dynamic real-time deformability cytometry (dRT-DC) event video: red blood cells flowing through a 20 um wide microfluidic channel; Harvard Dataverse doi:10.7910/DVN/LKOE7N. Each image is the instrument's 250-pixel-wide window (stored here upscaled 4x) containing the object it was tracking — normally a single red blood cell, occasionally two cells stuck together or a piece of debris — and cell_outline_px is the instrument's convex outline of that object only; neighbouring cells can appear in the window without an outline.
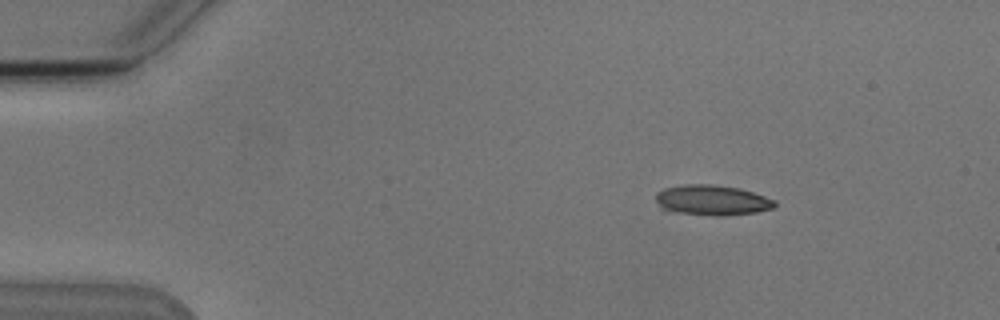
{"species": "Egyptian fruit bat (a non-hibernating species)", "species_latin": "Rousettus aegyptiacus", "temperature_condition": "cold", "stored_images_in_passage": 3, "camera_frame_rate_fps": 3000, "um_per_image_px": 0.085, "animal": {"sex": "male"}, "frame": {"image": 1, "passage_image": 1, "time_ms": 0.0, "image_size_px": [1000, 320], "cell_outline_px": [[776, 204], [772, 208], [756, 212], [724, 216], [720, 216], [680, 212], [660, 208], [656, 200], [656, 192], [664, 188], [684, 184], [712, 184], [740, 188], [776, 200]], "centroid_in_image_um": [60.53, 17.0], "position_along_channel_um": 24.5, "area_um2": 20.87}}
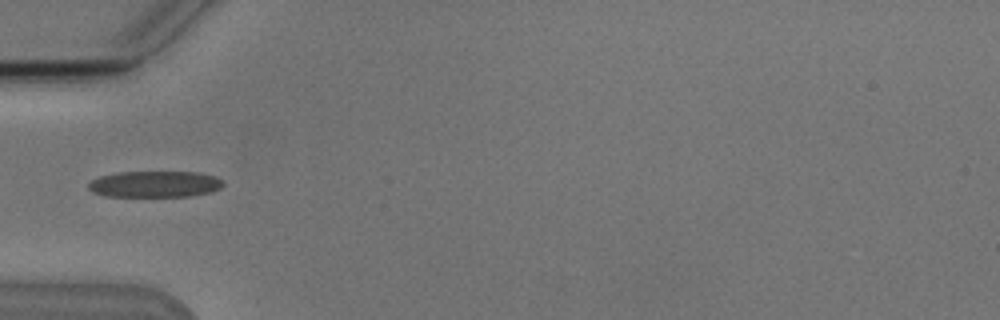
{"frame": {"image": 2, "passage_image": 3, "time_ms": 3.333, "image_size_px": [1000, 320], "cell_outline_px": [[224, 184], [220, 188], [208, 192], [188, 196], [104, 196], [92, 192], [88, 188], [88, 184], [92, 180], [100, 176], [116, 172], [196, 172], [216, 176], [224, 180]], "centroid_in_image_um": [13.15, 15.64], "position_along_channel_um": 71.9, "area_um2": 20.63}}